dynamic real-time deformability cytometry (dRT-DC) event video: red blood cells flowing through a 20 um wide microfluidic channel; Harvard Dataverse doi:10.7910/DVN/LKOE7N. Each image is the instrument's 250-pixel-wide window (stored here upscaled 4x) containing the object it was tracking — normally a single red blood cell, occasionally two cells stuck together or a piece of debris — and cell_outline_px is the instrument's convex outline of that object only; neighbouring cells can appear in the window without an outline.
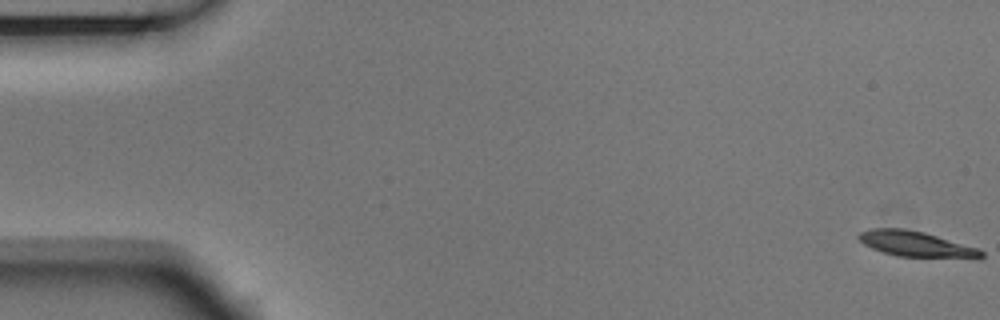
{"species": "Egyptian fruit bat (a non-hibernating species)", "species_latin": "Rousettus aegyptiacus", "temperature_condition": "room temperature", "stored_images_in_passage": 5, "camera_frame_rate_fps": 3000, "um_per_image_px": 0.085, "animal": {"sex": "male"}, "frame": {"image": 1, "passage_image": 1, "time_ms": 0.0, "image_size_px": [1000, 320], "cell_outline_px": [[984, 256], [980, 260], [976, 260], [896, 256], [872, 248], [864, 244], [856, 236], [860, 232], [868, 228], [904, 228], [924, 232], [976, 248], [984, 252]], "centroid_in_image_um": [77.92, 20.77], "position_along_channel_um": 7.1, "area_um2": 18.67}}
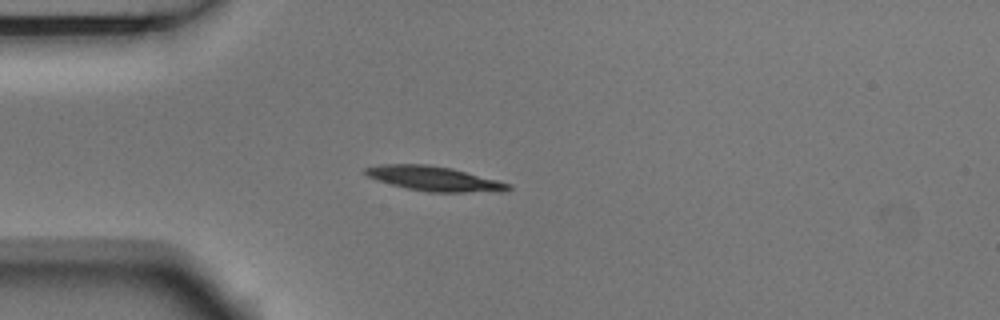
{"frame": {"image": 2, "passage_image": 5, "time_ms": 1.333, "image_size_px": [1000, 320], "cell_outline_px": [[512, 188], [508, 192], [428, 192], [408, 188], [376, 180], [368, 176], [364, 172], [364, 168], [380, 164], [424, 164], [452, 168], [512, 184]], "centroid_in_image_um": [36.96, 15.19], "position_along_channel_um": 48.0, "area_um2": 20.58}}